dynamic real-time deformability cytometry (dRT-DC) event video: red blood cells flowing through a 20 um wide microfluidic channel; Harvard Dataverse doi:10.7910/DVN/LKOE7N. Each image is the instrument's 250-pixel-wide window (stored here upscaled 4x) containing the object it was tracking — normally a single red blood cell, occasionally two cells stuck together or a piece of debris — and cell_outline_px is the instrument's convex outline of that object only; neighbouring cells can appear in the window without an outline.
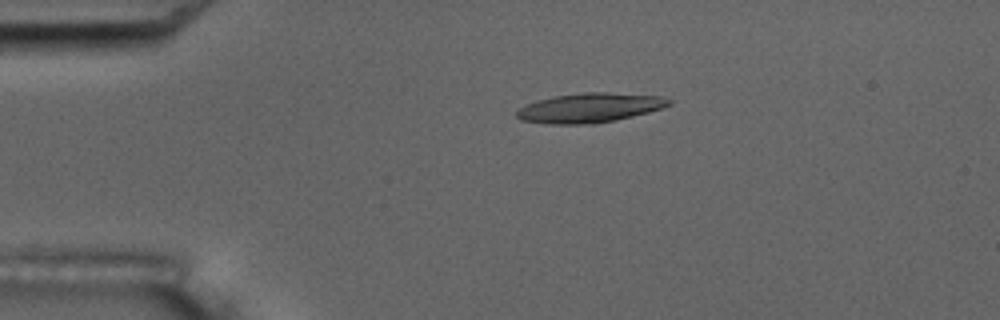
{"species": "common noctule bat (a hibernating species)", "species_latin": "Nyctalus noctula", "temperature_condition": "room temperature", "stored_images_in_passage": 5, "camera_frame_rate_fps": 3000, "um_per_image_px": 0.085, "animal": {"sex": "male", "body_mass_g": 17.5, "forearm_length_mm": 52.3}, "frame": {"image": 1, "passage_image": 4, "time_ms": 3.667, "image_size_px": [1000, 320], "cell_outline_px": [[672, 104], [648, 112], [616, 120], [596, 124], [548, 124], [520, 120], [516, 116], [516, 112], [520, 108], [536, 100], [556, 96], [584, 92], [608, 92], [660, 96], [672, 100]], "centroid_in_image_um": [50.12, 9.17], "position_along_channel_um": 34.9, "area_um2": 26.13}}